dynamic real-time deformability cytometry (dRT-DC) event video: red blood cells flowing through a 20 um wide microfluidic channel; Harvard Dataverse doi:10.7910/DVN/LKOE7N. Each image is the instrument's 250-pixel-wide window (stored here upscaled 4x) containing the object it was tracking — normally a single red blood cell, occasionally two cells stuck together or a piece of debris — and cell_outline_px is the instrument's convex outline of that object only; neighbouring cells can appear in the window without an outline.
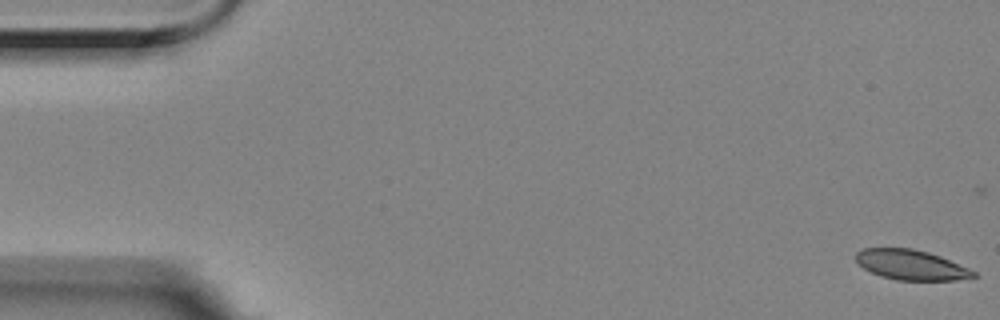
{"species": "Egyptian fruit bat (a non-hibernating species)", "species_latin": "Rousettus aegyptiacus", "temperature_condition": "room temperature", "stored_images_in_passage": 56, "camera_frame_rate_fps": 3000, "um_per_image_px": 0.085, "animal": {"sex": "female"}, "frame": {"image": 1, "passage_image": 1, "time_ms": 0.0, "image_size_px": [1000, 320], "cell_outline_px": [[976, 276], [956, 280], [896, 280], [872, 272], [864, 268], [856, 260], [856, 252], [864, 248], [912, 248], [928, 252], [940, 256], [968, 268], [976, 272]], "centroid_in_image_um": [77.44, 22.5], "position_along_channel_um": 7.6, "area_um2": 20.29}}
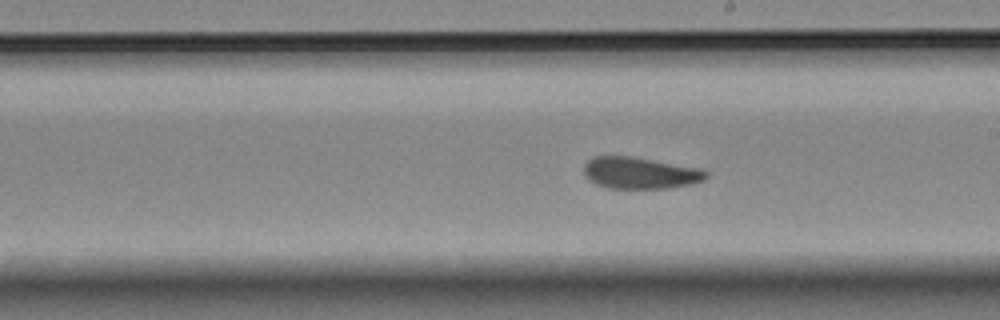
{"frame": {"image": 2, "passage_image": 32, "time_ms": 10.333, "image_size_px": [1000, 320], "cell_outline_px": [[708, 176], [704, 180], [692, 184], [668, 188], [608, 188], [596, 184], [588, 180], [584, 176], [584, 164], [588, 160], [596, 156], [632, 156], [700, 168], [708, 172]], "centroid_in_image_um": [54.4, 14.7], "position_along_channel_um": 234.6, "area_um2": 22.66}}
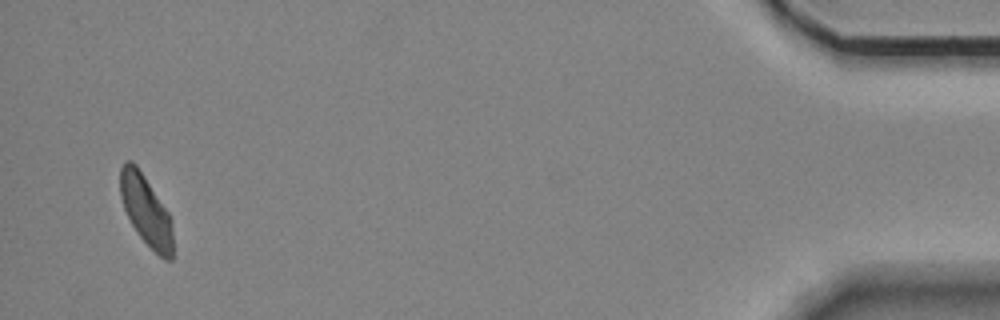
{"frame": {"image": 3, "passage_image": 55, "time_ms": 18.0, "image_size_px": [1000, 320], "cell_outline_px": [[172, 260], [164, 260], [140, 236], [132, 224], [124, 208], [120, 196], [120, 168], [124, 160], [132, 160], [136, 164], [168, 212], [172, 220]], "centroid_in_image_um": [12.4, 17.86], "position_along_channel_um": 422.8, "area_um2": 21.27}}